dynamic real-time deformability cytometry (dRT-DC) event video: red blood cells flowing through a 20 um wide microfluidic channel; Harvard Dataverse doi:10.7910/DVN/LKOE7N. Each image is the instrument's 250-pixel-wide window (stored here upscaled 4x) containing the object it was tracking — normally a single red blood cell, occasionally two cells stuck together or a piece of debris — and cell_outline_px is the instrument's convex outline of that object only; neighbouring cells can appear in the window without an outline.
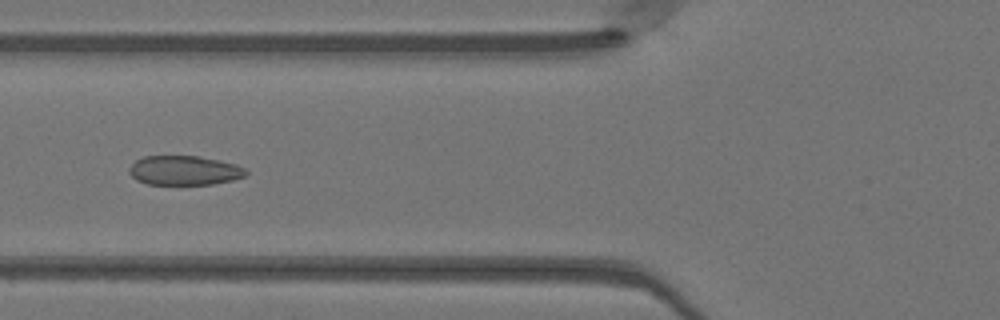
{"species": "Egyptian fruit bat (a non-hibernating species)", "species_latin": "Rousettus aegyptiacus", "temperature_condition": "warm", "stored_images_in_passage": 48, "camera_frame_rate_fps": 3000, "um_per_image_px": 0.085, "animal": {"sex": "female"}, "frame": {"image": 1, "passage_image": 18, "time_ms": 5.667, "image_size_px": [1000, 320], "cell_outline_px": [[248, 172], [244, 176], [232, 180], [212, 184], [148, 184], [136, 180], [128, 172], [128, 168], [136, 160], [144, 156], [200, 156], [236, 164], [244, 168]], "centroid_in_image_um": [15.64, 14.48], "position_along_channel_um": 110.2, "area_um2": 19.94}}
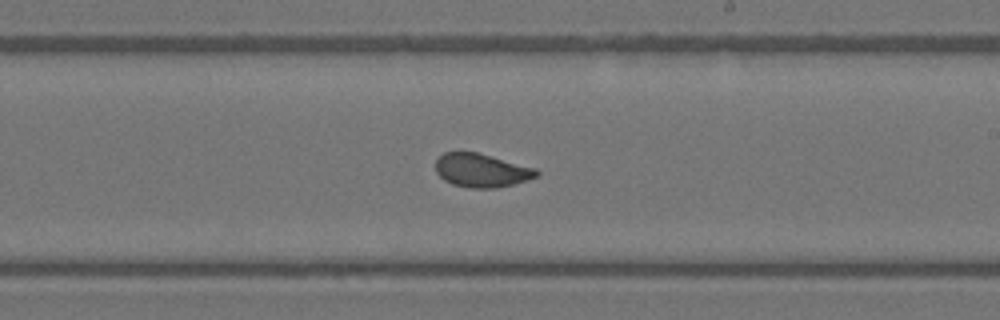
{"frame": {"image": 2, "passage_image": 28, "time_ms": 9.0, "image_size_px": [1000, 320], "cell_outline_px": [[540, 172], [536, 176], [528, 180], [496, 188], [468, 188], [452, 184], [444, 180], [436, 172], [436, 160], [444, 152], [480, 152], [536, 168]], "centroid_in_image_um": [40.93, 14.48], "position_along_channel_um": 248.1, "area_um2": 19.88}}
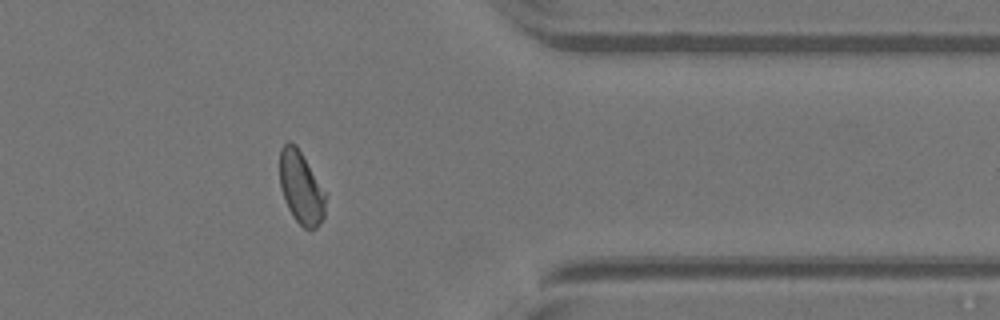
{"frame": {"image": 3, "passage_image": 39, "time_ms": 12.667, "image_size_px": [1000, 320], "cell_outline_px": [[328, 192], [324, 216], [320, 224], [316, 228], [304, 228], [292, 216], [284, 200], [280, 188], [280, 148], [288, 140], [296, 144]], "centroid_in_image_um": [25.62, 15.93], "position_along_channel_um": 385.8, "area_um2": 20.06}, "authors_computed_cell_mechanics": {"area_um2": 20.3167, "velocity_mm_per_s": 4.1488, "shape_relaxation_time_tau1_ms": 3.8123, "shape_relaxation_time_tau2_ms": 0.6301, "deformation_change_tau1": 0.1315, "deformation_change_tau2": 0.0545}}